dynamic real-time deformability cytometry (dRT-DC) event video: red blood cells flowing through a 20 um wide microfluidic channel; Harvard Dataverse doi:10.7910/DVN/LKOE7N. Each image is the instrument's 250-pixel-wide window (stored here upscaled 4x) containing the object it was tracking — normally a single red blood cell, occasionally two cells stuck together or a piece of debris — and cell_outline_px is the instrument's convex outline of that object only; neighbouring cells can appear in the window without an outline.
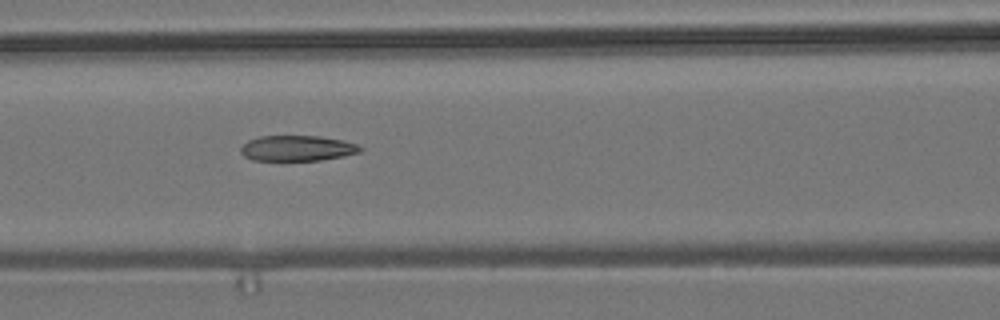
{"species": "common noctule bat (a hibernating species)", "species_latin": "Nyctalus noctula", "temperature_condition": "room temperature", "stored_images_in_passage": 9, "camera_frame_rate_fps": 3000, "um_per_image_px": 0.085, "animal": {"sex": "male", "body_mass_g": 19.2, "forearm_length_mm": 51.8}, "frame": {"image": 1, "passage_image": 7, "time_ms": 2.0, "image_size_px": [1000, 320], "cell_outline_px": [[364, 148], [360, 152], [344, 156], [320, 160], [252, 160], [244, 156], [240, 152], [240, 148], [248, 140], [260, 136], [320, 136], [344, 140], [356, 144]], "centroid_in_image_um": [25.28, 12.59], "position_along_channel_um": 141.3, "area_um2": 17.8}}
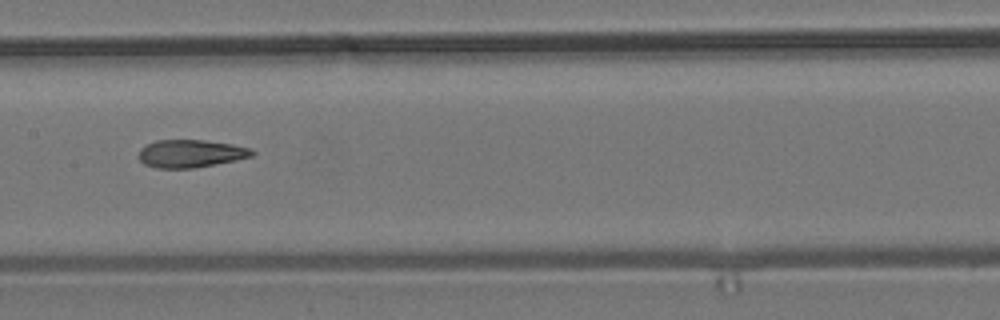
{"frame": {"image": 2, "passage_image": 8, "time_ms": 2.333, "image_size_px": [1000, 320], "cell_outline_px": [[256, 152], [252, 156], [236, 160], [192, 168], [156, 168], [144, 164], [140, 160], [140, 148], [156, 140], [204, 140], [232, 144], [248, 148]], "centroid_in_image_um": [16.2, 13.05], "position_along_channel_um": 191.2, "area_um2": 18.15}}
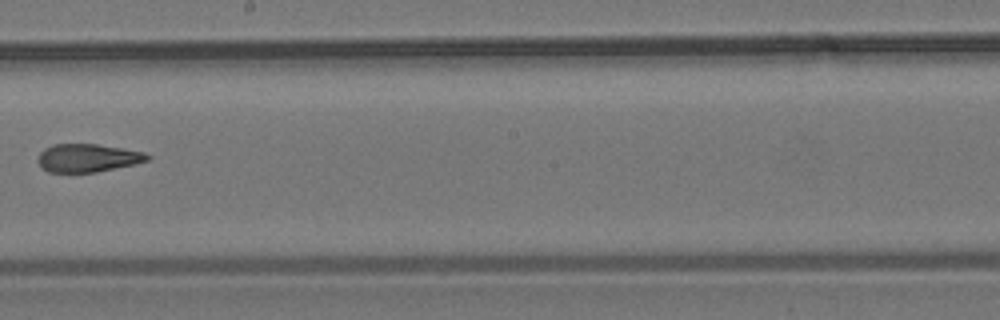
{"frame": {"image": 3, "passage_image": 9, "time_ms": 2.667, "image_size_px": [1000, 320], "cell_outline_px": [[152, 156], [148, 160], [132, 164], [96, 172], [48, 172], [40, 168], [36, 160], [40, 152], [44, 148], [52, 144], [96, 144], [144, 152]], "centroid_in_image_um": [7.38, 13.42], "position_along_channel_um": 240.8, "area_um2": 17.92}}